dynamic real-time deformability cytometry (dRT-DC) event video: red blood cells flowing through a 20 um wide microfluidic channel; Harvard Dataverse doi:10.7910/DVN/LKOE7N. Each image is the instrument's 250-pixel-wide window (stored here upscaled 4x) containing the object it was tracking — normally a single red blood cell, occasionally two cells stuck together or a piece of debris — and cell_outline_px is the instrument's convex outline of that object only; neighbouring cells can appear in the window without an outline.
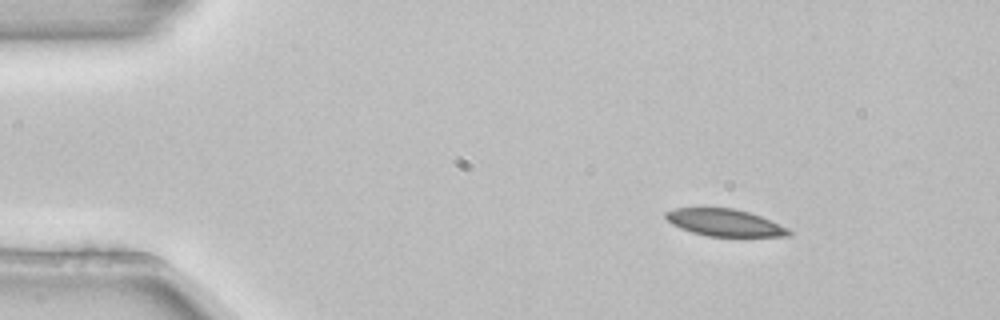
{"species": "common noctule bat (a hibernating species)", "species_latin": "Nyctalus noctula", "temperature_condition": "room temperature", "stored_images_in_passage": 3, "camera_frame_rate_fps": 3000, "um_per_image_px": 0.085, "animal": {"sex": "female", "body_mass_g": 22.7, "forearm_length_mm": 54.2}, "frame": {"image": 1, "passage_image": 1, "time_ms": 0.0, "image_size_px": [1000, 320], "cell_outline_px": [[792, 236], [708, 236], [692, 232], [680, 228], [672, 224], [664, 216], [664, 212], [676, 208], [732, 208], [748, 212], [760, 216], [788, 228], [792, 232]], "centroid_in_image_um": [61.58, 18.92], "position_along_channel_um": 23.4, "area_um2": 19.25}}